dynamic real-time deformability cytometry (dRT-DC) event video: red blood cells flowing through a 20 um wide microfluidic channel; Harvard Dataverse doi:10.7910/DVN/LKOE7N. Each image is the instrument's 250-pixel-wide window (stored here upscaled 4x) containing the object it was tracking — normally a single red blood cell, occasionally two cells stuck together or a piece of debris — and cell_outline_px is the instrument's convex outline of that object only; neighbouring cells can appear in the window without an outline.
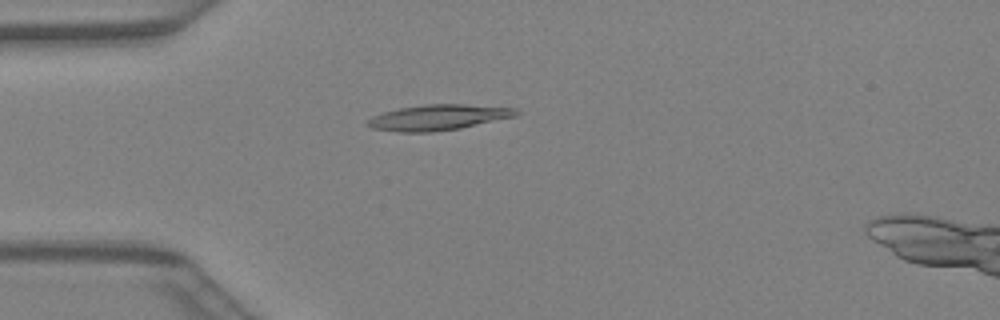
{"species": "Egyptian fruit bat (a non-hibernating species)", "species_latin": "Rousettus aegyptiacus", "temperature_condition": "warm", "stored_images_in_passage": 40, "camera_frame_rate_fps": 3000, "um_per_image_px": 0.085, "animal": {"sex": "female"}, "frame": {"image": 1, "passage_image": 10, "time_ms": 3.0, "image_size_px": [1000, 320], "cell_outline_px": [[520, 112], [516, 116], [460, 128], [432, 132], [400, 132], [372, 128], [368, 124], [368, 120], [372, 116], [384, 112], [400, 108], [424, 104], [464, 104], [516, 108]], "centroid_in_image_um": [37.27, 9.97], "position_along_channel_um": 47.7, "area_um2": 21.96}}
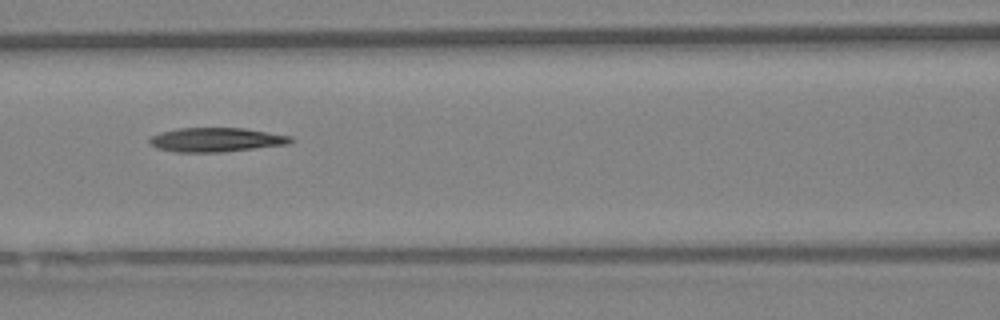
{"frame": {"image": 2, "passage_image": 17, "time_ms": 5.333, "image_size_px": [1000, 320], "cell_outline_px": [[296, 140], [288, 144], [220, 152], [176, 152], [156, 148], [148, 144], [148, 140], [152, 136], [160, 132], [176, 128], [244, 128], [292, 136]], "centroid_in_image_um": [18.35, 11.87], "position_along_channel_um": 148.3, "area_um2": 19.94}}
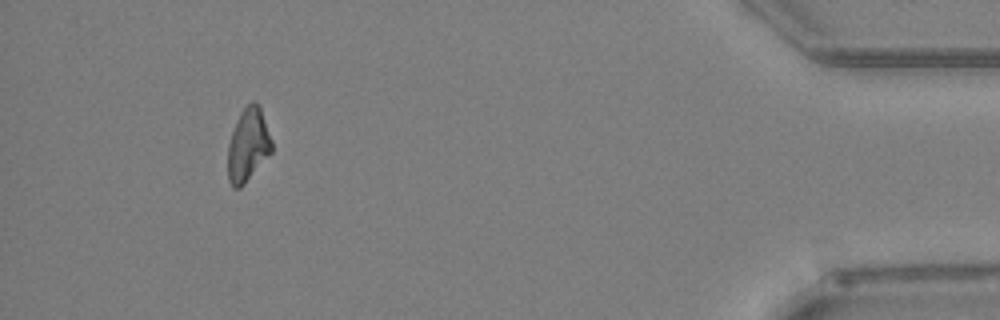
{"frame": {"image": 3, "passage_image": 37, "time_ms": 12.0, "image_size_px": [1000, 320], "cell_outline_px": [[272, 152], [244, 184], [240, 188], [232, 188], [228, 180], [228, 144], [236, 120], [240, 112], [252, 100], [260, 104], [272, 140]], "centroid_in_image_um": [21.09, 12.31], "position_along_channel_um": 414.1, "area_um2": 18.9}}